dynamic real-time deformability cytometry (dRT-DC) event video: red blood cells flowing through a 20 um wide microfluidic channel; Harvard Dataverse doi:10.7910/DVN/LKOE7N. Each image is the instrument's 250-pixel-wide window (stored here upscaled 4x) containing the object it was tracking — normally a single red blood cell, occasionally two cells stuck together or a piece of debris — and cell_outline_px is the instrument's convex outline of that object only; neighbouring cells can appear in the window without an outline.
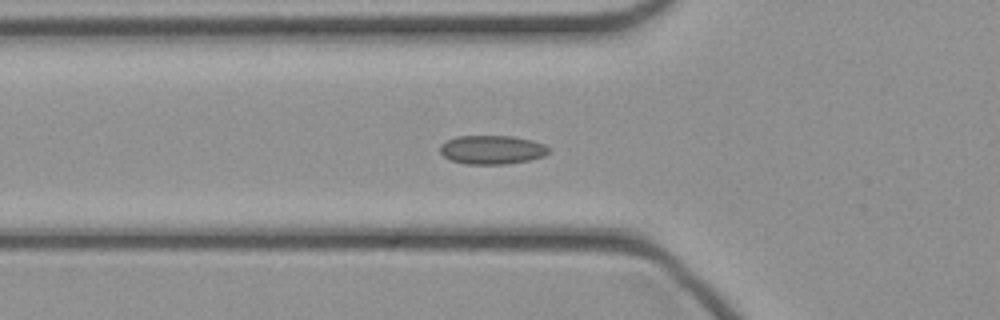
{"species": "common noctule bat (a hibernating species)", "species_latin": "Nyctalus noctula", "temperature_condition": "cold", "stored_images_in_passage": 46, "camera_frame_rate_fps": 3000, "um_per_image_px": 0.085, "animal": {"sex": "female", "body_mass_g": 21.9}, "frame": {"image": 1, "passage_image": 15, "time_ms": 4.667, "image_size_px": [1000, 320], "cell_outline_px": [[548, 152], [544, 156], [528, 160], [504, 164], [464, 164], [452, 160], [444, 156], [440, 152], [440, 144], [456, 136], [512, 136], [532, 140], [544, 144], [548, 148]], "centroid_in_image_um": [41.8, 12.72], "position_along_channel_um": 84.0, "area_um2": 18.15}}
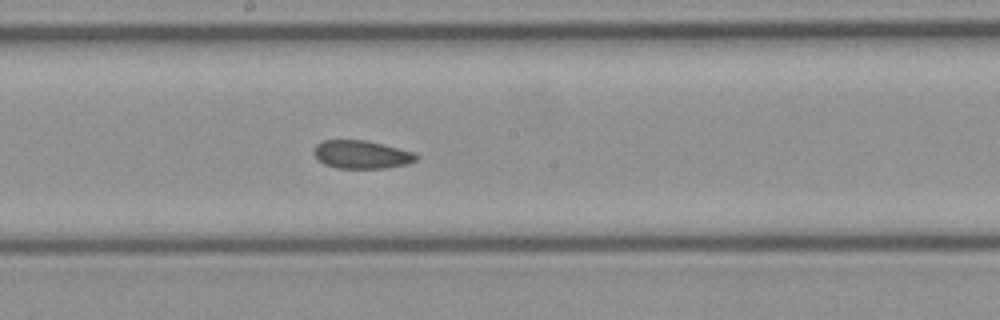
{"frame": {"image": 2, "passage_image": 24, "time_ms": 7.667, "image_size_px": [1000, 320], "cell_outline_px": [[420, 156], [416, 160], [408, 164], [388, 168], [336, 168], [324, 164], [312, 152], [312, 148], [316, 144], [324, 140], [364, 140], [416, 152]], "centroid_in_image_um": [30.75, 13.14], "position_along_channel_um": 217.5, "area_um2": 16.94}}
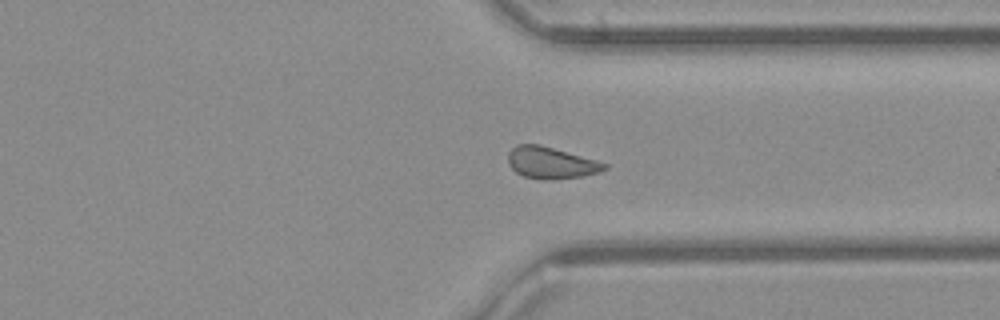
{"frame": {"image": 3, "passage_image": 34, "time_ms": 11.0, "image_size_px": [1000, 320], "cell_outline_px": [[608, 168], [584, 176], [552, 180], [540, 180], [524, 176], [516, 172], [508, 164], [508, 152], [516, 144], [540, 144], [596, 160], [608, 164]], "centroid_in_image_um": [46.81, 13.84], "position_along_channel_um": 364.6, "area_um2": 17.86}}